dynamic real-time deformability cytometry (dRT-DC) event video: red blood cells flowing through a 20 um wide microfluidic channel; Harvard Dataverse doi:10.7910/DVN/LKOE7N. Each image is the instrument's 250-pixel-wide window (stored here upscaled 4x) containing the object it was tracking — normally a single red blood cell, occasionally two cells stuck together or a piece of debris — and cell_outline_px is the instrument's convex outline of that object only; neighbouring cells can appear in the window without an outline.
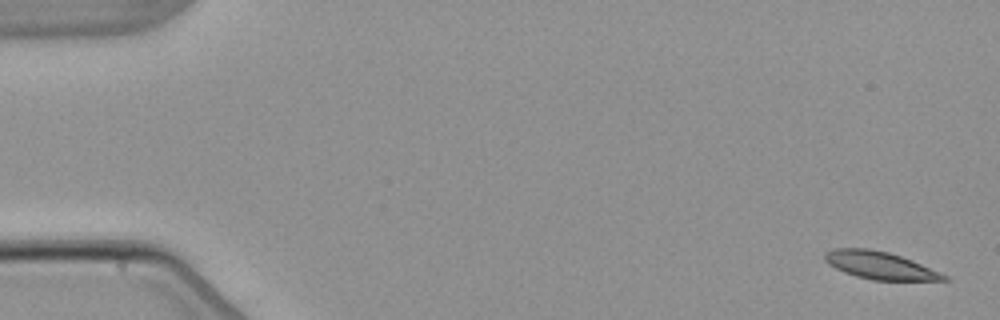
{"species": "common noctule bat (a hibernating species)", "species_latin": "Nyctalus noctula", "temperature_condition": "warm", "stored_images_in_passage": 5, "camera_frame_rate_fps": 3000, "um_per_image_px": 0.085, "animal": {"sex": "male", "body_mass_g": 21.5, "forearm_length_mm": 52.0}, "frame": {"image": 1, "passage_image": 1, "time_ms": 0.0, "image_size_px": [1000, 320], "cell_outline_px": [[952, 280], [872, 280], [856, 276], [844, 272], [828, 264], [824, 260], [824, 252], [836, 248], [868, 248], [888, 252], [912, 260], [940, 272], [948, 276]], "centroid_in_image_um": [74.78, 22.55], "position_along_channel_um": 10.2, "area_um2": 19.07}}
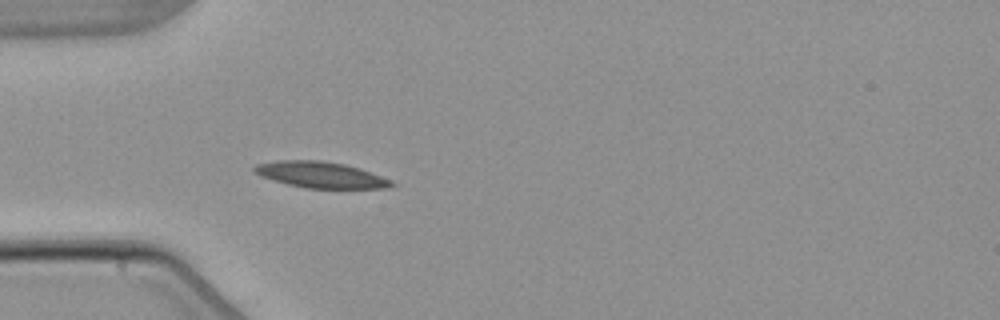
{"frame": {"image": 2, "passage_image": 5, "time_ms": 5.0, "image_size_px": [1000, 320], "cell_outline_px": [[396, 184], [392, 188], [304, 188], [288, 184], [260, 176], [252, 172], [252, 168], [256, 164], [276, 160], [320, 160], [344, 164], [360, 168], [392, 180]], "centroid_in_image_um": [27.25, 14.85], "position_along_channel_um": 57.7, "area_um2": 21.04}}